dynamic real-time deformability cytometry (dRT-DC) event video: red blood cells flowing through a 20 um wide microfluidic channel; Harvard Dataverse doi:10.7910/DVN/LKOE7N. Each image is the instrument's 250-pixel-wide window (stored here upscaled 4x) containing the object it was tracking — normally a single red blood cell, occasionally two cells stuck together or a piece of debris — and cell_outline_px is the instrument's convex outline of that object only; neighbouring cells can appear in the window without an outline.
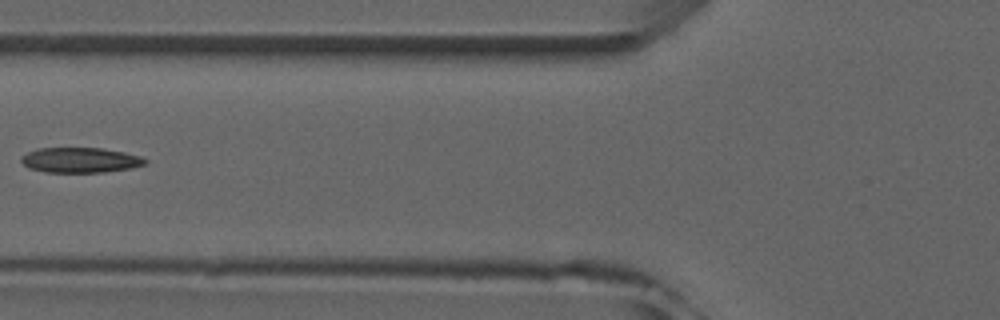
{"species": "common noctule bat (a hibernating species)", "species_latin": "Nyctalus noctula", "temperature_condition": "room temperature", "stored_images_in_passage": 5, "camera_frame_rate_fps": 3000, "um_per_image_px": 0.085, "animal": {"sex": "male", "forearm_length_mm": 52.5}, "frame": {"image": 1, "passage_image": 4, "time_ms": 3.667, "image_size_px": [1000, 320], "cell_outline_px": [[148, 164], [132, 168], [104, 172], [44, 172], [28, 168], [20, 160], [20, 156], [36, 148], [104, 148], [124, 152], [140, 156], [148, 160]], "centroid_in_image_um": [6.83, 13.6], "position_along_channel_um": 119.0, "area_um2": 18.38}}
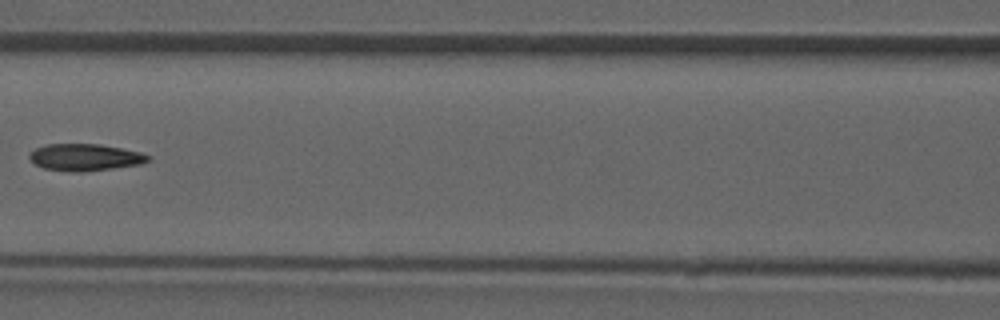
{"frame": {"image": 2, "passage_image": 5, "time_ms": 4.667, "image_size_px": [1000, 320], "cell_outline_px": [[152, 160], [140, 164], [84, 172], [68, 172], [44, 168], [36, 164], [28, 156], [36, 148], [48, 144], [100, 144], [140, 152], [152, 156]], "centroid_in_image_um": [7.27, 13.37], "position_along_channel_um": 159.3, "area_um2": 18.55}}